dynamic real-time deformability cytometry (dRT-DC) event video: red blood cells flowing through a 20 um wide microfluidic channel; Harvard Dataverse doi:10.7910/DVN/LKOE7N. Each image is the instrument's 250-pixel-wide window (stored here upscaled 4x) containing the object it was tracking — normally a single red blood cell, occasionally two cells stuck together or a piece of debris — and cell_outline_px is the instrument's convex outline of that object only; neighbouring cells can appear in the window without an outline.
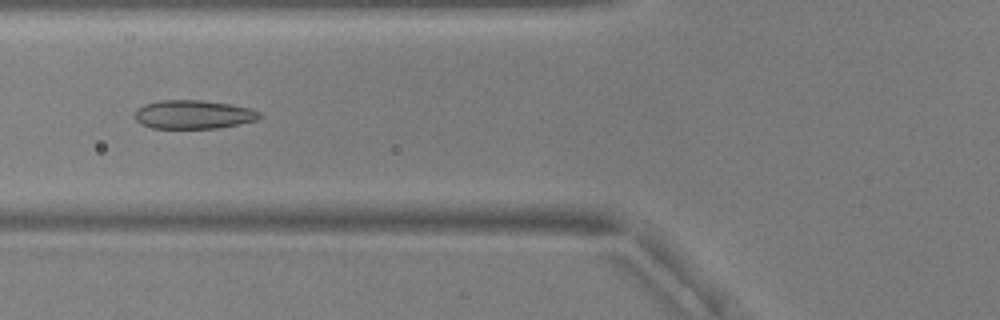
{"species": "common noctule bat (a hibernating species)", "species_latin": "Nyctalus noctula", "temperature_condition": "warm", "stored_images_in_passage": 41, "camera_frame_rate_fps": 3000, "um_per_image_px": 0.085, "animal": {"sex": "male", "body_mass_g": 17.9, "forearm_length_mm": 54.2}, "frame": {"image": 1, "passage_image": 9, "time_ms": 2.667, "image_size_px": [1000, 320], "cell_outline_px": [[260, 116], [256, 120], [216, 128], [152, 128], [140, 124], [136, 120], [136, 108], [144, 104], [160, 100], [204, 100], [232, 104], [252, 108], [260, 112]], "centroid_in_image_um": [16.42, 9.72], "position_along_channel_um": 109.4, "area_um2": 20.87}}
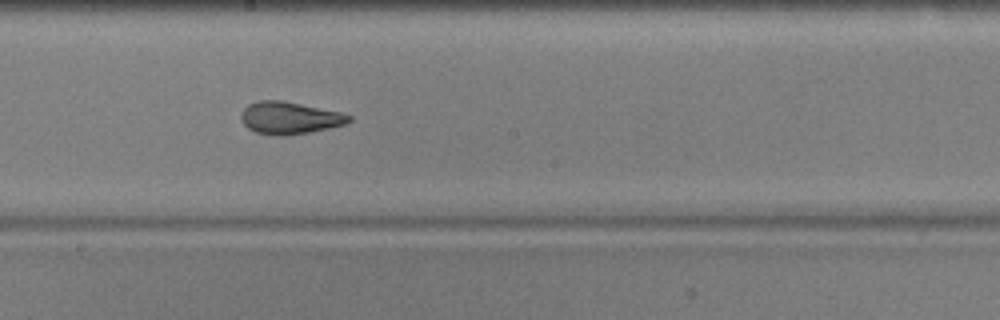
{"frame": {"image": 2, "passage_image": 18, "time_ms": 5.667, "image_size_px": [1000, 320], "cell_outline_px": [[352, 120], [344, 124], [328, 128], [308, 132], [284, 136], [276, 136], [256, 132], [248, 128], [240, 120], [240, 112], [248, 104], [256, 100], [280, 100], [340, 112], [352, 116]], "centroid_in_image_um": [24.56, 10.02], "position_along_channel_um": 223.6, "area_um2": 20.23}}
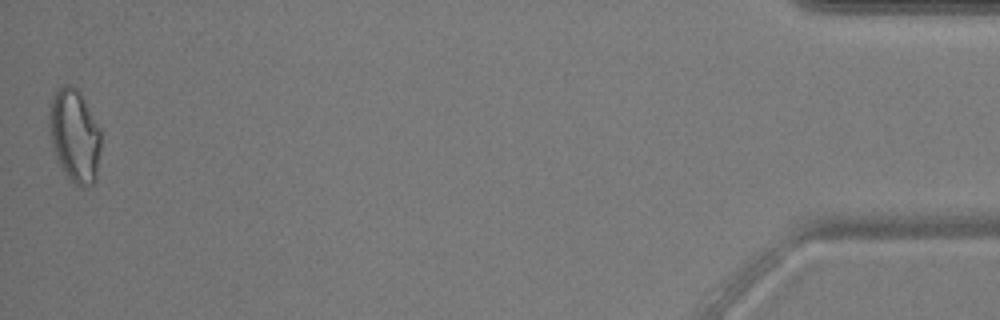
{"frame": {"image": 3, "passage_image": 41, "time_ms": 13.333, "image_size_px": [1000, 320], "cell_outline_px": [[100, 148], [96, 180], [92, 184], [84, 188], [80, 188], [64, 172], [56, 156], [52, 144], [48, 124], [48, 112], [52, 92], [56, 88], [64, 84], [68, 84], [76, 88], [80, 92], [100, 128]], "centroid_in_image_um": [6.32, 11.49], "position_along_channel_um": 428.9, "area_um2": 28.26}, "authors_computed_cell_mechanics": {"area_um2": 21.0392, "velocity_mm_per_s": 3.7974, "shape_relaxation_time_tau1_ms": 6.5866, "shape_relaxation_time_tau2_ms": 1.2628, "deformation_change_tau1": 0.186, "deformation_change_tau2": 0.0713}}